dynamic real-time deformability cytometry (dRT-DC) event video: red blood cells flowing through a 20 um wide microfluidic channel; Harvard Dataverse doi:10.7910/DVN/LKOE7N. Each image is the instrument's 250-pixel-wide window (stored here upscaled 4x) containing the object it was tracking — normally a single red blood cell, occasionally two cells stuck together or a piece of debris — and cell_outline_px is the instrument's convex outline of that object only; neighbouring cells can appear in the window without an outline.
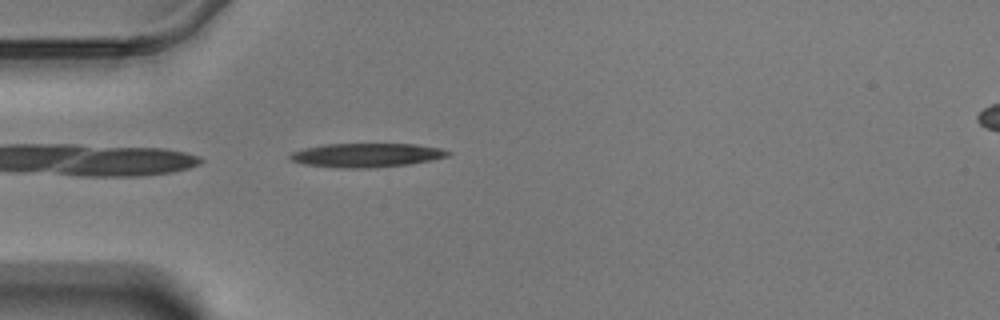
{"species": "Egyptian fruit bat (a non-hibernating species)", "species_latin": "Rousettus aegyptiacus", "temperature_condition": "warm", "stored_images_in_passage": 22, "camera_frame_rate_fps": 3000, "um_per_image_px": 0.085, "animal": {"sex": "male"}, "frame": {"image": 1, "passage_image": 2, "time_ms": 0.333, "image_size_px": [1000, 320], "cell_outline_px": [[452, 152], [448, 156], [432, 160], [408, 164], [368, 168], [332, 168], [304, 164], [292, 160], [288, 156], [292, 152], [304, 148], [328, 144], [416, 144], [440, 148]], "centroid_in_image_um": [31.15, 13.19], "position_along_channel_um": 53.9, "area_um2": 22.02}}
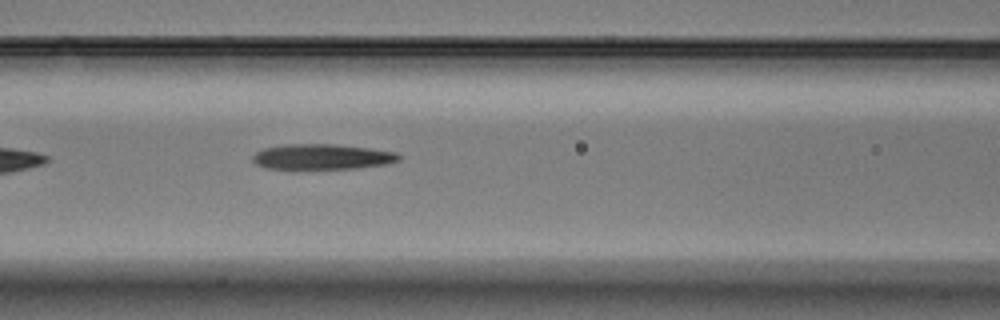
{"frame": {"image": 2, "passage_image": 10, "time_ms": 3.0, "image_size_px": [1000, 320], "cell_outline_px": [[400, 160], [384, 164], [356, 168], [264, 168], [256, 164], [252, 160], [252, 156], [256, 152], [264, 148], [288, 144], [328, 144], [368, 148], [396, 152], [400, 156]], "centroid_in_image_um": [27.35, 13.32], "position_along_channel_um": 139.3, "area_um2": 21.21}}
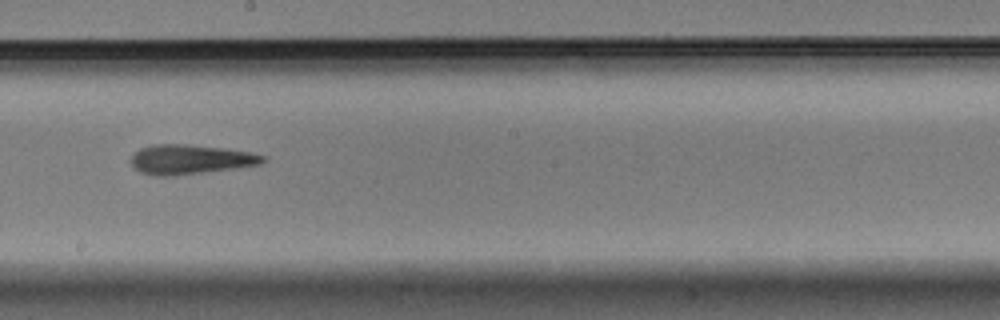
{"frame": {"image": 3, "passage_image": 18, "time_ms": 5.667, "image_size_px": [1000, 320], "cell_outline_px": [[268, 156], [260, 164], [236, 168], [176, 176], [156, 176], [140, 172], [132, 164], [132, 156], [140, 148], [156, 144], [188, 144], [224, 148], [248, 152]], "centroid_in_image_um": [16.19, 13.55], "position_along_channel_um": 232.0, "area_um2": 22.66}}